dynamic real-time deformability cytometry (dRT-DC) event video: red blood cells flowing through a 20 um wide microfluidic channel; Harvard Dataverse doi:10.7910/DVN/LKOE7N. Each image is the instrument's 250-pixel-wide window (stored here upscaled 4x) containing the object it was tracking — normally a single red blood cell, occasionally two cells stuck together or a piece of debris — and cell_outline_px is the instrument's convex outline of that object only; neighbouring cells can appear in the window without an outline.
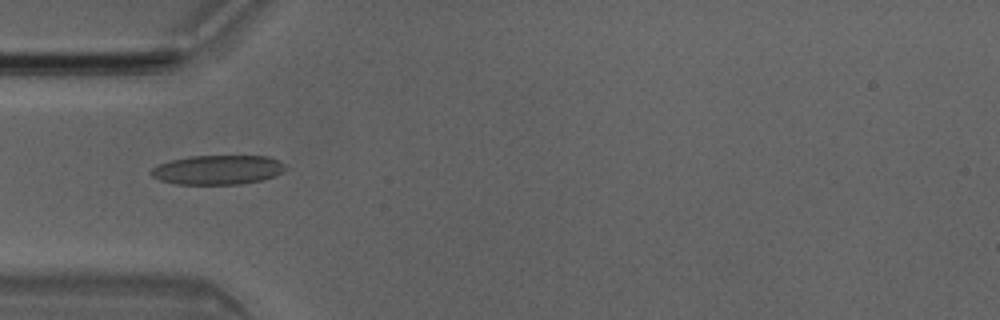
{"species": "Egyptian fruit bat (a non-hibernating species)", "species_latin": "Rousettus aegyptiacus", "temperature_condition": "room temperature", "stored_images_in_passage": 1, "camera_frame_rate_fps": 3000, "um_per_image_px": 0.085, "animal": {"sex": "male"}, "frame": {"image": 1, "passage_image": 1, "time_ms": 0.0, "image_size_px": [1000, 320], "cell_outline_px": [[288, 168], [284, 172], [260, 180], [240, 184], [176, 184], [160, 180], [152, 176], [148, 172], [152, 168], [160, 164], [172, 160], [192, 156], [268, 156], [284, 164]], "centroid_in_image_um": [18.5, 14.43], "position_along_channel_um": 66.5, "area_um2": 22.83}}